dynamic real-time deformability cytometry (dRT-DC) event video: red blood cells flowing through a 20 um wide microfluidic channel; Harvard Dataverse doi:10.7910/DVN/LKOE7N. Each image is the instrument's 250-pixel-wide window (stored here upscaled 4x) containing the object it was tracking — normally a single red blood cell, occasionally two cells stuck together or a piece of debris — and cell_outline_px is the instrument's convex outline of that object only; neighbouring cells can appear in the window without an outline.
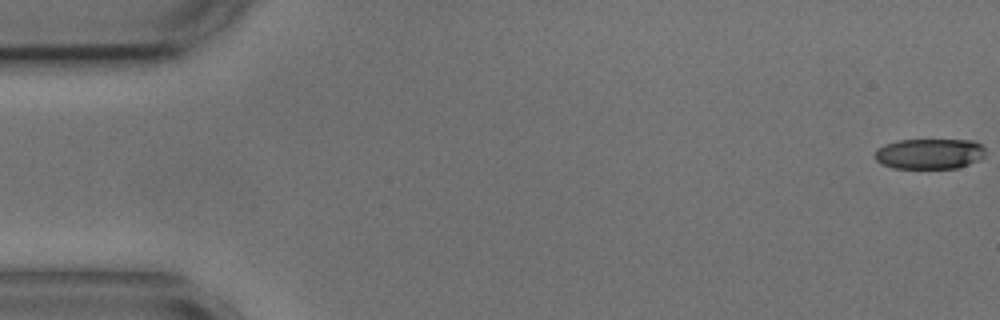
{"species": "common noctule bat (a hibernating species)", "species_latin": "Nyctalus noctula", "temperature_condition": "cold", "stored_images_in_passage": 55, "camera_frame_rate_fps": 3000, "um_per_image_px": 0.085, "animal": {"sex": "male", "body_mass_g": 17.9, "forearm_length_mm": 54.2}, "frame": {"image": 1, "passage_image": 1, "time_ms": 0.0, "image_size_px": [1000, 320], "cell_outline_px": [[984, 156], [968, 164], [956, 168], [892, 168], [880, 164], [876, 160], [876, 148], [884, 144], [900, 140], [976, 140], [984, 148]], "centroid_in_image_um": [78.97, 13.06], "position_along_channel_um": 6.0, "area_um2": 19.59}}
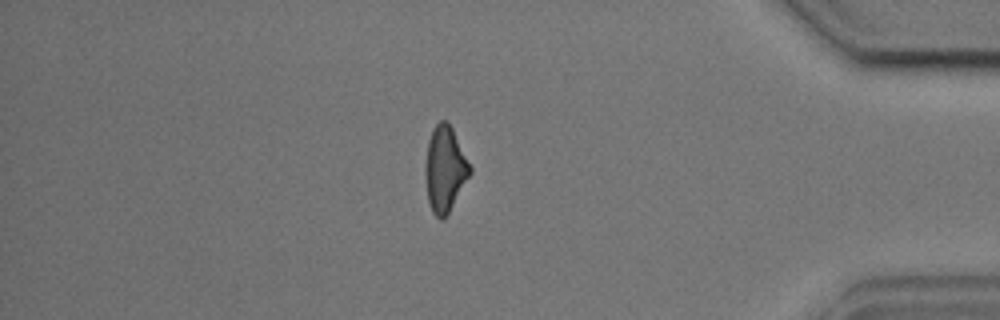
{"frame": {"image": 2, "passage_image": 47, "time_ms": 15.333, "image_size_px": [1000, 320], "cell_outline_px": [[472, 172], [444, 220], [440, 220], [432, 212], [428, 200], [424, 172], [424, 164], [428, 140], [432, 128], [440, 120], [448, 120], [472, 168]], "centroid_in_image_um": [37.8, 14.36], "position_along_channel_um": 397.4, "area_um2": 22.48}}
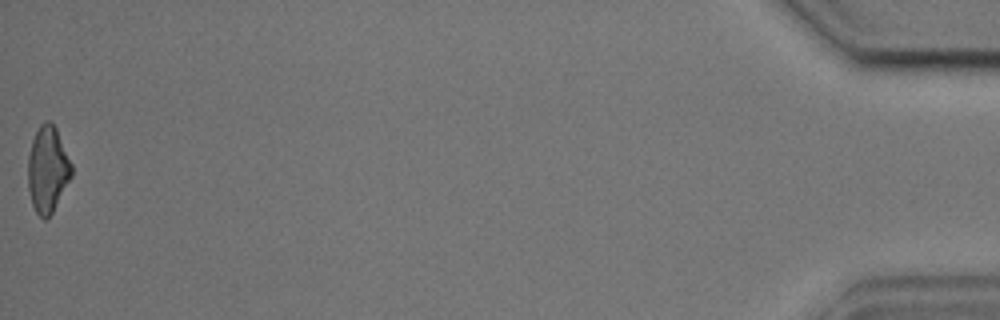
{"frame": {"image": 3, "passage_image": 55, "time_ms": 18.0, "image_size_px": [1000, 320], "cell_outline_px": [[72, 176], [48, 220], [44, 220], [36, 212], [32, 204], [28, 188], [28, 156], [32, 140], [40, 124], [44, 120], [48, 120], [56, 128], [72, 164]], "centroid_in_image_um": [4.05, 14.41], "position_along_channel_um": 431.2, "area_um2": 21.91}, "authors_computed_cell_mechanics": {"area_um2": 22.3108, "velocity_mm_per_s": 3.6651, "shape_relaxation_time_tau1_ms": 2.5569, "shape_relaxation_time_tau2_ms": 5.2096, "deformation_change_tau1": 0.1525, "deformation_change_tau2": 0.168}}